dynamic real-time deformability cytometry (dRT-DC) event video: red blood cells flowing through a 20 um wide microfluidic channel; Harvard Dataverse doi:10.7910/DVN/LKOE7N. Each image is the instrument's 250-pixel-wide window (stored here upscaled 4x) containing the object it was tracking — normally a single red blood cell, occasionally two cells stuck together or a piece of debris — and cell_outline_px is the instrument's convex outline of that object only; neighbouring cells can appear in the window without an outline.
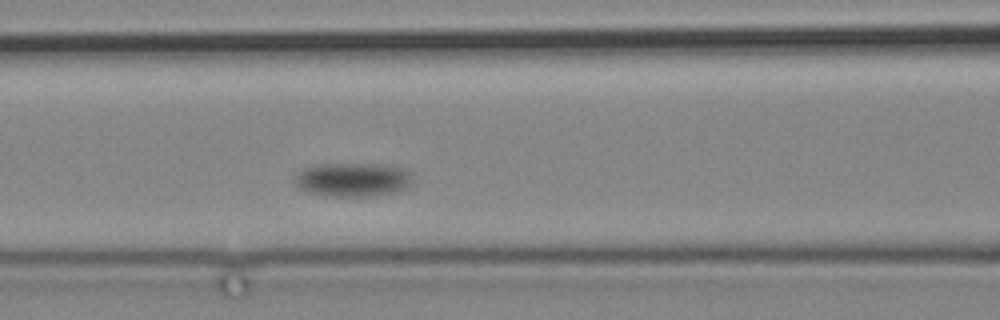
{"species": "common noctule bat (a hibernating species)", "species_latin": "Nyctalus noctula", "temperature_condition": "cold", "stored_images_in_passage": 7, "camera_frame_rate_fps": 3000, "um_per_image_px": 0.085, "animal": {"sex": "male", "body_mass_g": 19.2, "forearm_length_mm": 51.8}, "frame": {"image": 1, "passage_image": 7, "time_ms": 7.0, "image_size_px": [1000, 320], "cell_outline_px": [[412, 180], [408, 188], [400, 192], [372, 196], [332, 196], [304, 192], [292, 180], [292, 176], [296, 172], [304, 168], [316, 164], [388, 164], [412, 172]], "centroid_in_image_um": [29.98, 15.27], "position_along_channel_um": 136.6, "area_um2": 23.87}}